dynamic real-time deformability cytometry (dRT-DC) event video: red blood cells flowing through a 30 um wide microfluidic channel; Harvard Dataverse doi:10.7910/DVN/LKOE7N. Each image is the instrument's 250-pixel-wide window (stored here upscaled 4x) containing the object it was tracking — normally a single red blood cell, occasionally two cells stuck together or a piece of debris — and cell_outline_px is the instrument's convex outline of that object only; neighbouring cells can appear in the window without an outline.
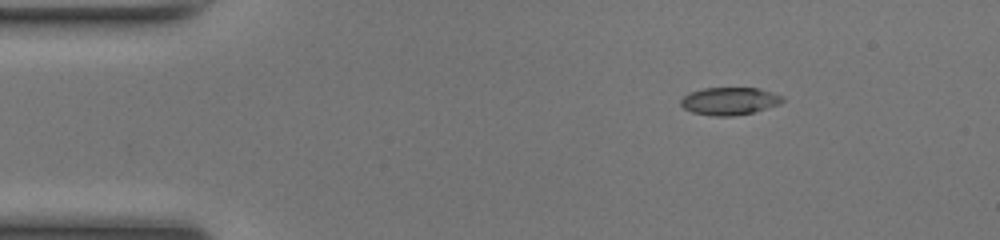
{"species": "common noctule bat (a hibernating species)", "species_latin": "Nyctalus noctula", "temperature_condition": "room temperature", "stored_images_in_passage": 43, "camera_frame_rate_fps": 3000, "um_per_image_px": 0.085, "animal": {"sex": "female", "body_mass_g": 17.0, "forearm_length_mm": 48.0}, "frame": {"image": 1, "passage_image": 1, "time_ms": 0.0, "image_size_px": [1000, 240], "cell_outline_px": [[784, 100], [780, 104], [752, 112], [732, 116], [712, 116], [692, 112], [684, 108], [680, 104], [680, 100], [688, 92], [704, 88], [760, 88], [784, 96]], "centroid_in_image_um": [62.0, 8.58], "position_along_channel_um": 23.0, "area_um2": 16.42}}
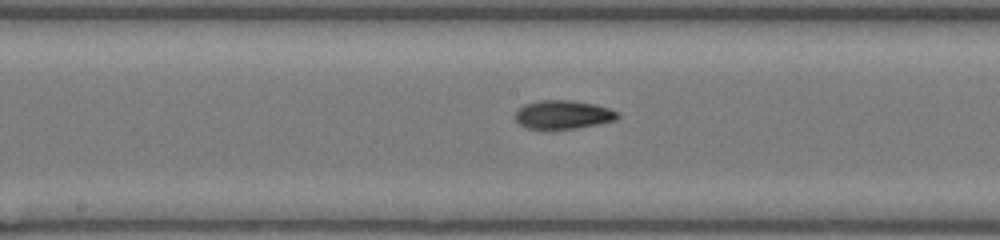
{"frame": {"image": 2, "passage_image": 19, "time_ms": 6.0, "image_size_px": [1000, 240], "cell_outline_px": [[620, 116], [616, 120], [576, 128], [528, 128], [520, 124], [516, 120], [516, 112], [524, 104], [540, 100], [568, 100], [596, 104], [620, 112]], "centroid_in_image_um": [47.9, 9.72], "position_along_channel_um": 200.3, "area_um2": 16.82}}
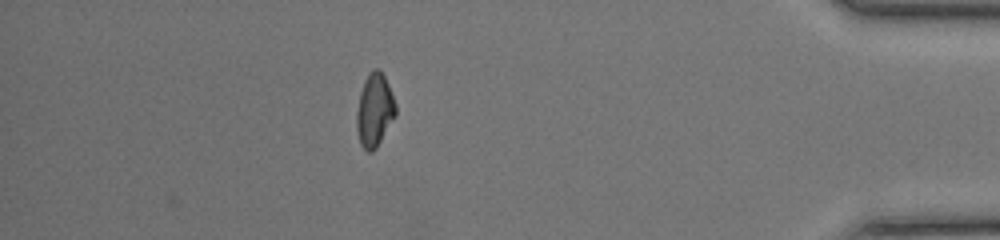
{"frame": {"image": 3, "passage_image": 37, "time_ms": 12.0, "image_size_px": [1000, 240], "cell_outline_px": [[396, 116], [376, 148], [372, 152], [368, 152], [360, 144], [356, 128], [356, 112], [360, 92], [364, 80], [368, 72], [372, 68], [376, 68], [384, 76], [388, 84], [396, 104]], "centroid_in_image_um": [31.83, 9.37], "position_along_channel_um": 403.4, "area_um2": 16.76}, "authors_computed_cell_mechanics": {"area_um2": 16.5308, "velocity_mm_per_s": 4.2155, "shape_relaxation_time_tau1_ms": 9.9384, "shape_relaxation_time_tau2_ms": null, "deformation_change_tau1": 0.2748, "deformation_change_tau2": null}}